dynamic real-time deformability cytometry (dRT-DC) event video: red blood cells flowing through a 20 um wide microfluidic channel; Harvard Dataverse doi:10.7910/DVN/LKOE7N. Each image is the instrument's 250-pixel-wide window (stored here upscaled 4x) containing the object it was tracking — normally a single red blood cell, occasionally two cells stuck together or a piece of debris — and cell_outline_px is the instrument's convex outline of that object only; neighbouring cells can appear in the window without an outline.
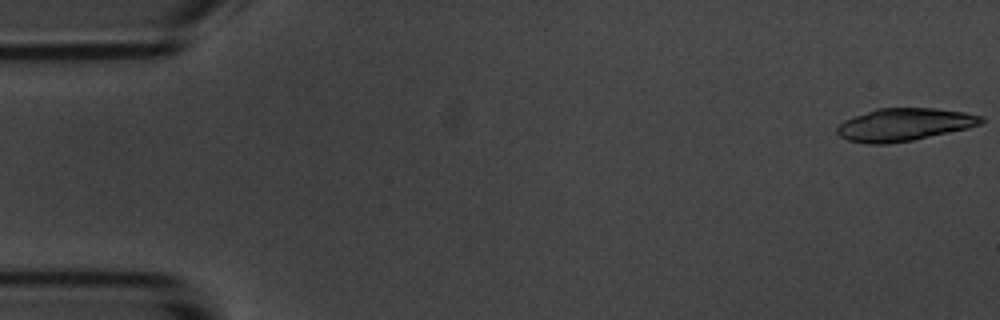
{"species": "common noctule bat (a hibernating species)", "species_latin": "Nyctalus noctula", "temperature_condition": "room temperature", "stored_images_in_passage": 6, "camera_frame_rate_fps": 3000, "um_per_image_px": 0.085, "animal": {"sex": "male", "body_mass_g": 20.1, "forearm_length_mm": 53.5}, "frame": {"image": 1, "passage_image": 1, "time_ms": 0.0, "image_size_px": [1000, 320], "cell_outline_px": [[984, 120], [980, 124], [968, 128], [912, 140], [888, 144], [868, 144], [848, 140], [840, 136], [836, 132], [836, 128], [844, 120], [876, 108], [936, 108], [964, 112], [984, 116]], "centroid_in_image_um": [76.85, 10.59], "position_along_channel_um": 8.1, "area_um2": 27.4}}